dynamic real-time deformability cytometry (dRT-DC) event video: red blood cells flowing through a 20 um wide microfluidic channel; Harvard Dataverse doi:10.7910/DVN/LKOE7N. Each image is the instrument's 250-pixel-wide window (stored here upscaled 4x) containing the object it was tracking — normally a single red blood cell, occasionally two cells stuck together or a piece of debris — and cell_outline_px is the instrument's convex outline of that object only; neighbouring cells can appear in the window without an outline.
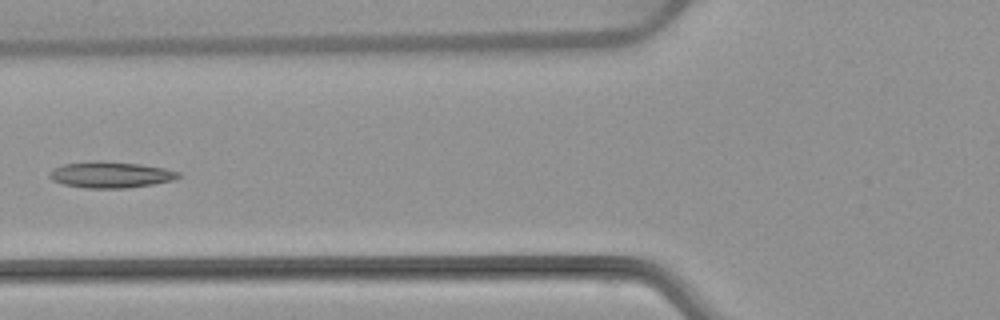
{"species": "common noctule bat (a hibernating species)", "species_latin": "Nyctalus noctula", "temperature_condition": "warm", "stored_images_in_passage": 4, "camera_frame_rate_fps": 3000, "um_per_image_px": 0.085, "animal": {"sex": "female", "body_mass_g": 22.7, "forearm_length_mm": 54.2}, "frame": {"image": 1, "passage_image": 4, "time_ms": 4.667, "image_size_px": [1000, 320], "cell_outline_px": [[180, 176], [172, 180], [152, 184], [128, 188], [84, 188], [64, 184], [52, 180], [48, 176], [48, 172], [52, 168], [64, 164], [96, 160], [104, 160], [140, 164], [164, 168], [180, 172]], "centroid_in_image_um": [9.36, 14.84], "position_along_channel_um": 116.4, "area_um2": 19.83}}